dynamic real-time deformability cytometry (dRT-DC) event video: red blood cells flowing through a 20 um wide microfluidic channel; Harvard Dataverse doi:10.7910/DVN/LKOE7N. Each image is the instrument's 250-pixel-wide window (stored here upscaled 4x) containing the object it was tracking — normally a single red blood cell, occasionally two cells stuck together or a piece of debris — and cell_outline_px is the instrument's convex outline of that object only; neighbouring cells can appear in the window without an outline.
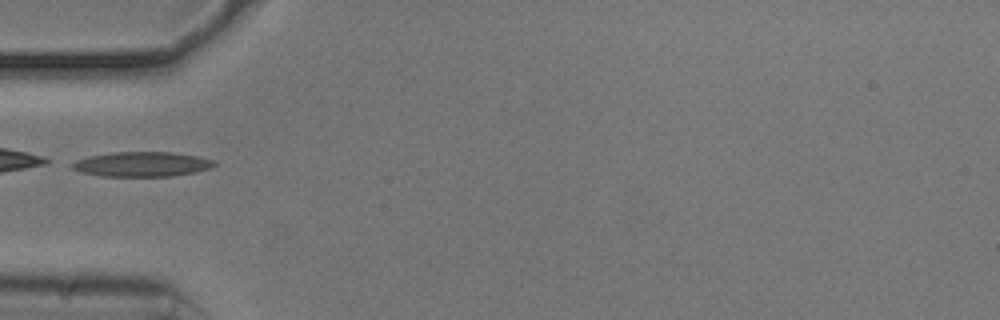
{"species": "common noctule bat (a hibernating species)", "species_latin": "Nyctalus noctula", "temperature_condition": "cold", "stored_images_in_passage": 37, "camera_frame_rate_fps": 3000, "um_per_image_px": 0.085, "animal": {"sex": "male", "body_mass_g": 20.5, "forearm_length_mm": 52.5}, "frame": {"image": 1, "passage_image": 1, "time_ms": 0.0, "image_size_px": [1000, 320], "cell_outline_px": [[216, 164], [208, 168], [196, 172], [172, 176], [100, 176], [80, 172], [72, 168], [72, 164], [76, 160], [88, 156], [112, 152], [172, 152], [196, 156], [216, 160]], "centroid_in_image_um": [12.05, 13.95], "position_along_channel_um": 72.9, "area_um2": 20.52}}